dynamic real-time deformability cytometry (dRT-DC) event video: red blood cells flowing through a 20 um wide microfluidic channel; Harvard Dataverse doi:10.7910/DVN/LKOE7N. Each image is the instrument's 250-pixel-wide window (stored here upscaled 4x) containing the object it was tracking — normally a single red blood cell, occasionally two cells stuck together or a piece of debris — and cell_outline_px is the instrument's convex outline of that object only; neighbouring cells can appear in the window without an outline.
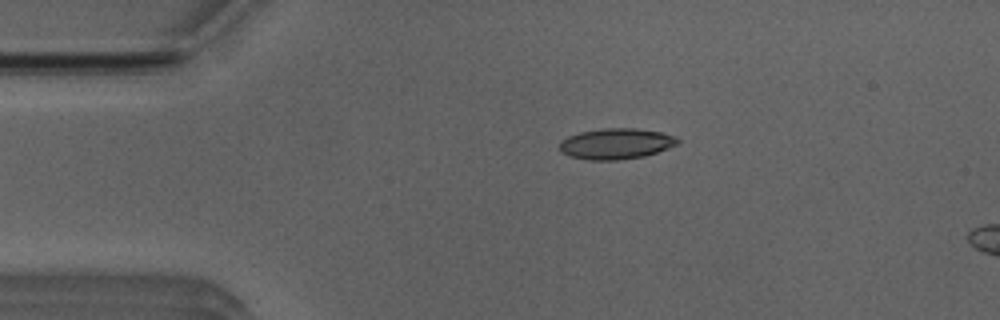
{"species": "Egyptian fruit bat (a non-hibernating species)", "species_latin": "Rousettus aegyptiacus", "temperature_condition": "room temperature", "stored_images_in_passage": 5, "camera_frame_rate_fps": 3000, "um_per_image_px": 0.085, "animal": {"sex": "male"}, "frame": {"image": 1, "passage_image": 1, "time_ms": 0.0, "image_size_px": [1000, 320], "cell_outline_px": [[680, 140], [676, 144], [656, 152], [644, 156], [616, 160], [588, 160], [568, 156], [560, 152], [560, 140], [568, 136], [580, 132], [600, 128], [636, 128], [660, 132], [676, 136]], "centroid_in_image_um": [52.31, 12.21], "position_along_channel_um": 32.7, "area_um2": 21.21}}